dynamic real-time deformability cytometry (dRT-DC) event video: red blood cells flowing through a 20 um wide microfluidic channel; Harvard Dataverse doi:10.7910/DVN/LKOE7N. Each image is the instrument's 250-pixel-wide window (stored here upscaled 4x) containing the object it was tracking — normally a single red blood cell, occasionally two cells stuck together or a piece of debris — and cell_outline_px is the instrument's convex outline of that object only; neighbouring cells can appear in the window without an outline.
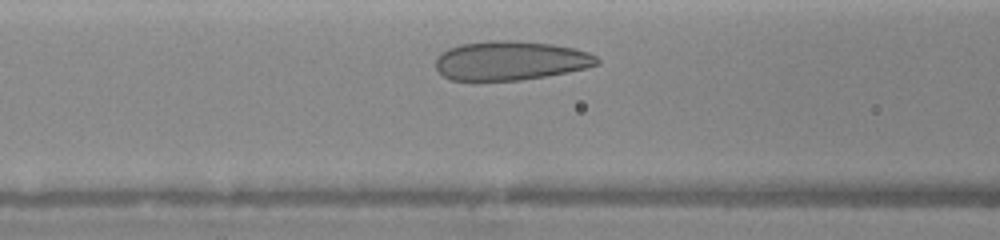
{"species": "human", "species_latin": "Homo sapiens", "temperature_condition": "warm", "stored_images_in_passage": 6, "camera_frame_rate_fps": 3000, "um_per_image_px": 0.085, "donor": {"sex": "female"}, "frame": {"image": 1, "passage_image": 5, "time_ms": 1.667, "image_size_px": [1000, 240], "cell_outline_px": [[600, 64], [568, 72], [520, 80], [452, 80], [444, 76], [436, 68], [436, 56], [440, 52], [448, 48], [460, 44], [488, 40], [508, 40], [552, 44], [572, 48], [588, 52], [596, 56], [600, 60]], "centroid_in_image_um": [43.37, 5.14], "position_along_channel_um": 123.2, "area_um2": 36.76}}